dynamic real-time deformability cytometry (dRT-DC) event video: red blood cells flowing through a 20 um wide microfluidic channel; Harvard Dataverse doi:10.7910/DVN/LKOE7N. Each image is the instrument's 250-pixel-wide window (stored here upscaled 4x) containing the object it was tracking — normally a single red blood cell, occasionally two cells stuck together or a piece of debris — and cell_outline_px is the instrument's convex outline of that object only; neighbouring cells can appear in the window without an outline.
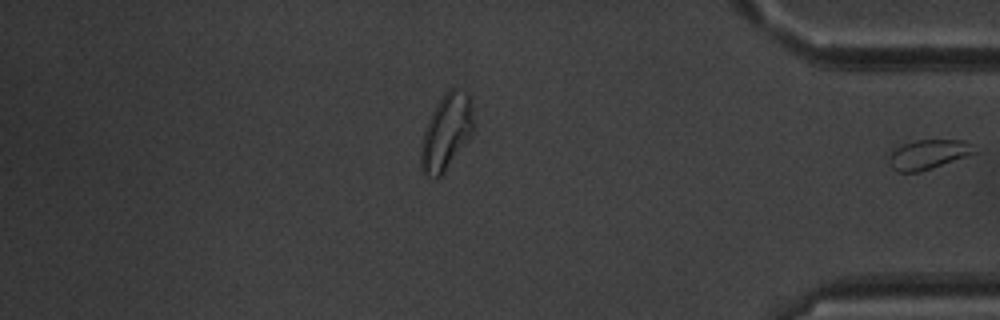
{"species": "common noctule bat (a hibernating species)", "species_latin": "Nyctalus noctula", "temperature_condition": "warm", "stored_images_in_passage": 40, "segment_of_instrument_passage": [2, 2], "camera_frame_rate_fps": 3000, "um_per_image_px": 0.085, "animal": {"sex": "male", "body_mass_g": 20.1, "forearm_length_mm": 53.5}, "frame": {"image": 1, "passage_image": 40, "time_ms": 13.0, "image_size_px": [1000, 320], "cell_outline_px": [[984, 148], [980, 152], [920, 172], [900, 172], [892, 168], [888, 160], [892, 152], [896, 148], [904, 144], [916, 140], [964, 140]], "centroid_in_image_um": [79.05, 13.11], "position_along_channel_um": 356.2, "area_um2": 15.03}}